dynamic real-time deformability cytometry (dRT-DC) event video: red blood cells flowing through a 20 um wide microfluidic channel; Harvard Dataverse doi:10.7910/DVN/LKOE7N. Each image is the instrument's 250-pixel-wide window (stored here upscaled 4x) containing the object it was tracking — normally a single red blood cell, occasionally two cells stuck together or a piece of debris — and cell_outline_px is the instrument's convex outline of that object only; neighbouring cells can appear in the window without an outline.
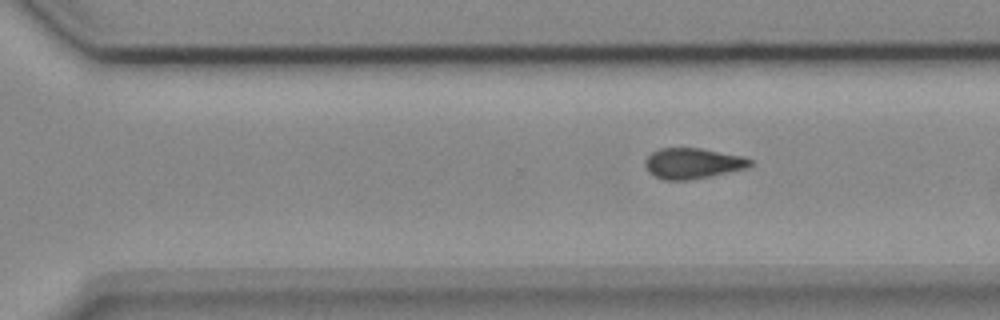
{"species": "common noctule bat (a hibernating species)", "species_latin": "Nyctalus noctula", "temperature_condition": "cold", "stored_images_in_passage": 11, "segment_of_instrument_passage": [2, 2], "camera_frame_rate_fps": 3000, "um_per_image_px": 0.085, "animal": {"sex": "female", "body_mass_g": 18.4}, "frame": {"image": 1, "passage_image": 11, "time_ms": 3.333, "image_size_px": [1000, 320], "cell_outline_px": [[752, 164], [748, 168], [688, 180], [664, 180], [648, 172], [644, 164], [644, 160], [652, 152], [660, 148], [700, 148], [740, 156], [752, 160]], "centroid_in_image_um": [58.84, 13.88], "position_along_channel_um": 311.8, "area_um2": 18.55}}